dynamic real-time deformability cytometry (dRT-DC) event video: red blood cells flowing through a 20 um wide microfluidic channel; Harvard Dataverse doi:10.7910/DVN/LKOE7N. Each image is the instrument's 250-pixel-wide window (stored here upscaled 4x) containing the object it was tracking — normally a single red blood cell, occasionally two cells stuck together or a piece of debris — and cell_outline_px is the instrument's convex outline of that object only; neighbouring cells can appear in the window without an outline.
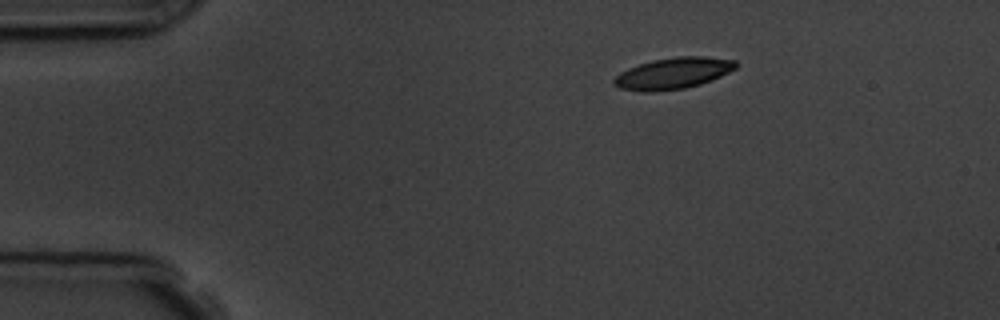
{"species": "common noctule bat (a hibernating species)", "species_latin": "Nyctalus noctula", "temperature_condition": "room temperature", "stored_images_in_passage": 3, "camera_frame_rate_fps": 3000, "um_per_image_px": 0.085, "animal": {"sex": "male", "body_mass_g": 19.5, "forearm_length_mm": 54.6}, "frame": {"image": 1, "passage_image": 1, "time_ms": 0.0, "image_size_px": [1000, 320], "cell_outline_px": [[736, 68], [720, 76], [700, 84], [684, 88], [648, 92], [644, 92], [620, 88], [612, 84], [612, 80], [620, 72], [628, 68], [652, 60], [676, 56], [704, 56], [736, 60]], "centroid_in_image_um": [57.19, 6.22], "position_along_channel_um": 27.8, "area_um2": 22.14}}